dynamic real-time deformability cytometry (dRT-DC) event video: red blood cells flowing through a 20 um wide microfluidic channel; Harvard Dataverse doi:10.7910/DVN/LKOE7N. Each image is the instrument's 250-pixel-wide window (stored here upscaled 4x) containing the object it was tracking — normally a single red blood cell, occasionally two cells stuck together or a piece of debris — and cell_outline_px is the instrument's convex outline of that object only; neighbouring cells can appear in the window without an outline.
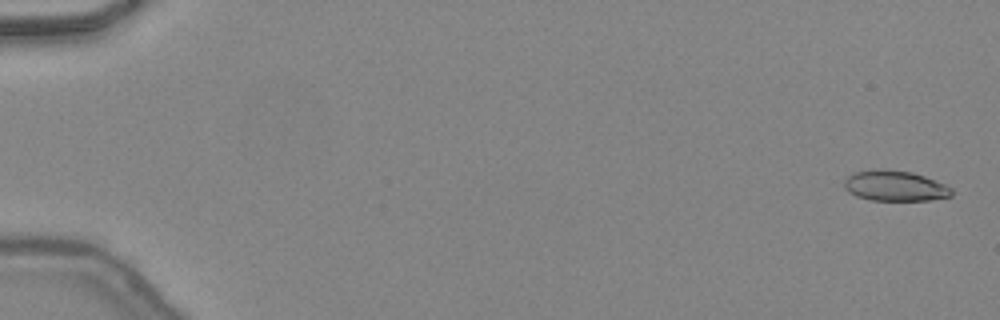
{"species": "common noctule bat (a hibernating species)", "species_latin": "Nyctalus noctula", "temperature_condition": "warm", "stored_images_in_passage": 48, "camera_frame_rate_fps": 3000, "um_per_image_px": 0.085, "animal": {"sex": "female", "body_mass_g": 24.6, "forearm_length_mm": 56.2}, "frame": {"image": 1, "passage_image": 2, "time_ms": 0.333, "image_size_px": [1000, 320], "cell_outline_px": [[952, 196], [928, 200], [872, 200], [856, 196], [848, 192], [844, 188], [844, 180], [848, 176], [856, 172], [880, 168], [888, 168], [912, 172], [924, 176], [944, 184], [952, 188]], "centroid_in_image_um": [76.05, 15.78], "position_along_channel_um": 8.9, "area_um2": 19.13}}
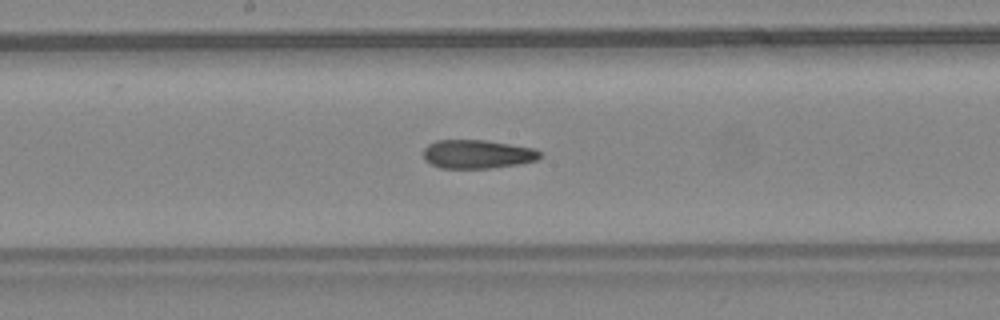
{"frame": {"image": 2, "passage_image": 27, "time_ms": 8.667, "image_size_px": [1000, 320], "cell_outline_px": [[544, 156], [536, 160], [520, 164], [492, 168], [440, 168], [424, 160], [424, 148], [428, 144], [436, 140], [484, 140], [532, 148], [540, 152]], "centroid_in_image_um": [40.57, 13.11], "position_along_channel_um": 207.6, "area_um2": 19.48}}
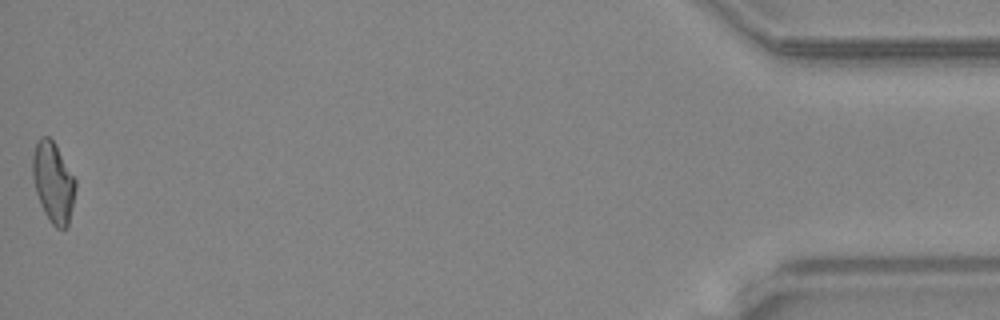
{"frame": {"image": 3, "passage_image": 48, "time_ms": 15.667, "image_size_px": [1000, 320], "cell_outline_px": [[76, 188], [68, 224], [64, 228], [56, 228], [52, 224], [44, 212], [40, 204], [36, 192], [32, 176], [32, 156], [36, 144], [40, 136], [48, 136], [56, 144], [76, 180]], "centroid_in_image_um": [4.51, 15.47], "position_along_channel_um": 430.7, "area_um2": 20.06}, "authors_computed_cell_mechanics": {"area_um2": 19.8832, "velocity_mm_per_s": 4.4713, "shape_relaxation_time_tau1_ms": null, "shape_relaxation_time_tau2_ms": 2.8679, "deformation_change_tau1": null, "deformation_change_tau2": 0.1152}}